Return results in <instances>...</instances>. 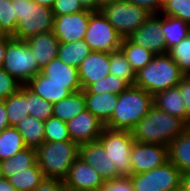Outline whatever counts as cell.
<instances>
[{
	"label": "cell",
	"mask_w": 190,
	"mask_h": 191,
	"mask_svg": "<svg viewBox=\"0 0 190 191\" xmlns=\"http://www.w3.org/2000/svg\"><path fill=\"white\" fill-rule=\"evenodd\" d=\"M189 125L180 117L156 108L150 111L131 130L136 142L168 146Z\"/></svg>",
	"instance_id": "6da1fadb"
},
{
	"label": "cell",
	"mask_w": 190,
	"mask_h": 191,
	"mask_svg": "<svg viewBox=\"0 0 190 191\" xmlns=\"http://www.w3.org/2000/svg\"><path fill=\"white\" fill-rule=\"evenodd\" d=\"M153 95L136 85L118 95L110 121L105 127L131 131L153 107Z\"/></svg>",
	"instance_id": "7a4b0ae2"
},
{
	"label": "cell",
	"mask_w": 190,
	"mask_h": 191,
	"mask_svg": "<svg viewBox=\"0 0 190 191\" xmlns=\"http://www.w3.org/2000/svg\"><path fill=\"white\" fill-rule=\"evenodd\" d=\"M184 76L185 74L168 53L158 54L136 73L134 85L154 96L156 93L177 86Z\"/></svg>",
	"instance_id": "3957f363"
},
{
	"label": "cell",
	"mask_w": 190,
	"mask_h": 191,
	"mask_svg": "<svg viewBox=\"0 0 190 191\" xmlns=\"http://www.w3.org/2000/svg\"><path fill=\"white\" fill-rule=\"evenodd\" d=\"M37 164L45 179L64 181L79 157V145L72 141L43 142L37 149Z\"/></svg>",
	"instance_id": "277c9868"
},
{
	"label": "cell",
	"mask_w": 190,
	"mask_h": 191,
	"mask_svg": "<svg viewBox=\"0 0 190 191\" xmlns=\"http://www.w3.org/2000/svg\"><path fill=\"white\" fill-rule=\"evenodd\" d=\"M17 26L13 38L27 40L29 37L53 31L54 13L51 8L32 0H12Z\"/></svg>",
	"instance_id": "5b68a950"
},
{
	"label": "cell",
	"mask_w": 190,
	"mask_h": 191,
	"mask_svg": "<svg viewBox=\"0 0 190 191\" xmlns=\"http://www.w3.org/2000/svg\"><path fill=\"white\" fill-rule=\"evenodd\" d=\"M2 68L21 85H26L41 72L34 54L25 40L7 35V49Z\"/></svg>",
	"instance_id": "8992f818"
},
{
	"label": "cell",
	"mask_w": 190,
	"mask_h": 191,
	"mask_svg": "<svg viewBox=\"0 0 190 191\" xmlns=\"http://www.w3.org/2000/svg\"><path fill=\"white\" fill-rule=\"evenodd\" d=\"M100 11L122 38L129 37L152 15L147 9L127 0H113Z\"/></svg>",
	"instance_id": "52a82bcc"
},
{
	"label": "cell",
	"mask_w": 190,
	"mask_h": 191,
	"mask_svg": "<svg viewBox=\"0 0 190 191\" xmlns=\"http://www.w3.org/2000/svg\"><path fill=\"white\" fill-rule=\"evenodd\" d=\"M98 140L102 143L107 155L116 166L118 177H130L131 152L135 142L129 130L104 127Z\"/></svg>",
	"instance_id": "ba28073f"
},
{
	"label": "cell",
	"mask_w": 190,
	"mask_h": 191,
	"mask_svg": "<svg viewBox=\"0 0 190 191\" xmlns=\"http://www.w3.org/2000/svg\"><path fill=\"white\" fill-rule=\"evenodd\" d=\"M134 191H168L182 188L183 173L170 161L152 170L130 175Z\"/></svg>",
	"instance_id": "9c48e42d"
},
{
	"label": "cell",
	"mask_w": 190,
	"mask_h": 191,
	"mask_svg": "<svg viewBox=\"0 0 190 191\" xmlns=\"http://www.w3.org/2000/svg\"><path fill=\"white\" fill-rule=\"evenodd\" d=\"M122 36L101 11H90L84 42L92 51L111 53L120 49Z\"/></svg>",
	"instance_id": "30bf717a"
},
{
	"label": "cell",
	"mask_w": 190,
	"mask_h": 191,
	"mask_svg": "<svg viewBox=\"0 0 190 191\" xmlns=\"http://www.w3.org/2000/svg\"><path fill=\"white\" fill-rule=\"evenodd\" d=\"M130 160L131 175L152 170L169 161L168 146L135 141Z\"/></svg>",
	"instance_id": "8fae6325"
},
{
	"label": "cell",
	"mask_w": 190,
	"mask_h": 191,
	"mask_svg": "<svg viewBox=\"0 0 190 191\" xmlns=\"http://www.w3.org/2000/svg\"><path fill=\"white\" fill-rule=\"evenodd\" d=\"M132 43L150 50L155 55L166 54L162 32V14H152L135 32L127 37Z\"/></svg>",
	"instance_id": "7c38bea8"
},
{
	"label": "cell",
	"mask_w": 190,
	"mask_h": 191,
	"mask_svg": "<svg viewBox=\"0 0 190 191\" xmlns=\"http://www.w3.org/2000/svg\"><path fill=\"white\" fill-rule=\"evenodd\" d=\"M90 18V10L55 16L53 32L60 42L72 43L84 40Z\"/></svg>",
	"instance_id": "4fadbf2b"
},
{
	"label": "cell",
	"mask_w": 190,
	"mask_h": 191,
	"mask_svg": "<svg viewBox=\"0 0 190 191\" xmlns=\"http://www.w3.org/2000/svg\"><path fill=\"white\" fill-rule=\"evenodd\" d=\"M79 157L92 167L104 182L118 178L116 166L99 140L79 145Z\"/></svg>",
	"instance_id": "5bb4252c"
},
{
	"label": "cell",
	"mask_w": 190,
	"mask_h": 191,
	"mask_svg": "<svg viewBox=\"0 0 190 191\" xmlns=\"http://www.w3.org/2000/svg\"><path fill=\"white\" fill-rule=\"evenodd\" d=\"M66 125L71 141L78 145L98 140L105 127L87 109L66 122Z\"/></svg>",
	"instance_id": "9a60e30c"
},
{
	"label": "cell",
	"mask_w": 190,
	"mask_h": 191,
	"mask_svg": "<svg viewBox=\"0 0 190 191\" xmlns=\"http://www.w3.org/2000/svg\"><path fill=\"white\" fill-rule=\"evenodd\" d=\"M67 191L99 190L104 185L101 176L82 158L78 157L64 180Z\"/></svg>",
	"instance_id": "2e32d148"
},
{
	"label": "cell",
	"mask_w": 190,
	"mask_h": 191,
	"mask_svg": "<svg viewBox=\"0 0 190 191\" xmlns=\"http://www.w3.org/2000/svg\"><path fill=\"white\" fill-rule=\"evenodd\" d=\"M110 53L92 51L79 65L78 74L82 90L110 74Z\"/></svg>",
	"instance_id": "e0dca14e"
},
{
	"label": "cell",
	"mask_w": 190,
	"mask_h": 191,
	"mask_svg": "<svg viewBox=\"0 0 190 191\" xmlns=\"http://www.w3.org/2000/svg\"><path fill=\"white\" fill-rule=\"evenodd\" d=\"M26 86L38 96L54 104L67 98L72 93L82 91L81 84L52 83L41 73L33 77Z\"/></svg>",
	"instance_id": "ac0fdd59"
},
{
	"label": "cell",
	"mask_w": 190,
	"mask_h": 191,
	"mask_svg": "<svg viewBox=\"0 0 190 191\" xmlns=\"http://www.w3.org/2000/svg\"><path fill=\"white\" fill-rule=\"evenodd\" d=\"M35 56L38 66L42 69L57 57L60 41L53 31L40 33L25 40Z\"/></svg>",
	"instance_id": "d6986e66"
},
{
	"label": "cell",
	"mask_w": 190,
	"mask_h": 191,
	"mask_svg": "<svg viewBox=\"0 0 190 191\" xmlns=\"http://www.w3.org/2000/svg\"><path fill=\"white\" fill-rule=\"evenodd\" d=\"M86 109L99 121L106 125L113 114L118 101V95L106 92L102 94L84 93Z\"/></svg>",
	"instance_id": "ffe728a7"
},
{
	"label": "cell",
	"mask_w": 190,
	"mask_h": 191,
	"mask_svg": "<svg viewBox=\"0 0 190 191\" xmlns=\"http://www.w3.org/2000/svg\"><path fill=\"white\" fill-rule=\"evenodd\" d=\"M168 155L183 174L190 173V126L169 143Z\"/></svg>",
	"instance_id": "44dd1931"
},
{
	"label": "cell",
	"mask_w": 190,
	"mask_h": 191,
	"mask_svg": "<svg viewBox=\"0 0 190 191\" xmlns=\"http://www.w3.org/2000/svg\"><path fill=\"white\" fill-rule=\"evenodd\" d=\"M154 106L166 113L178 116L186 122V111L178 86L171 87L153 96Z\"/></svg>",
	"instance_id": "7402d4cb"
},
{
	"label": "cell",
	"mask_w": 190,
	"mask_h": 191,
	"mask_svg": "<svg viewBox=\"0 0 190 191\" xmlns=\"http://www.w3.org/2000/svg\"><path fill=\"white\" fill-rule=\"evenodd\" d=\"M42 75L57 84H80L78 68L64 64L58 57L41 69Z\"/></svg>",
	"instance_id": "603a6c76"
},
{
	"label": "cell",
	"mask_w": 190,
	"mask_h": 191,
	"mask_svg": "<svg viewBox=\"0 0 190 191\" xmlns=\"http://www.w3.org/2000/svg\"><path fill=\"white\" fill-rule=\"evenodd\" d=\"M3 176L14 186L17 191H34L45 179L43 171L38 164L20 172H2Z\"/></svg>",
	"instance_id": "cb8c5ba5"
},
{
	"label": "cell",
	"mask_w": 190,
	"mask_h": 191,
	"mask_svg": "<svg viewBox=\"0 0 190 191\" xmlns=\"http://www.w3.org/2000/svg\"><path fill=\"white\" fill-rule=\"evenodd\" d=\"M10 126H15L29 115L28 87L21 85L20 89L4 100Z\"/></svg>",
	"instance_id": "d4e9b609"
},
{
	"label": "cell",
	"mask_w": 190,
	"mask_h": 191,
	"mask_svg": "<svg viewBox=\"0 0 190 191\" xmlns=\"http://www.w3.org/2000/svg\"><path fill=\"white\" fill-rule=\"evenodd\" d=\"M44 124L45 121L28 115L14 127L21 134L26 147L37 149L44 142Z\"/></svg>",
	"instance_id": "484cf974"
},
{
	"label": "cell",
	"mask_w": 190,
	"mask_h": 191,
	"mask_svg": "<svg viewBox=\"0 0 190 191\" xmlns=\"http://www.w3.org/2000/svg\"><path fill=\"white\" fill-rule=\"evenodd\" d=\"M86 109L83 91L72 93L67 98L53 104V117L68 122Z\"/></svg>",
	"instance_id": "4316f807"
},
{
	"label": "cell",
	"mask_w": 190,
	"mask_h": 191,
	"mask_svg": "<svg viewBox=\"0 0 190 191\" xmlns=\"http://www.w3.org/2000/svg\"><path fill=\"white\" fill-rule=\"evenodd\" d=\"M162 32L166 42V49L169 51L189 34V24L182 19L162 15Z\"/></svg>",
	"instance_id": "83f0119b"
},
{
	"label": "cell",
	"mask_w": 190,
	"mask_h": 191,
	"mask_svg": "<svg viewBox=\"0 0 190 191\" xmlns=\"http://www.w3.org/2000/svg\"><path fill=\"white\" fill-rule=\"evenodd\" d=\"M92 52L84 40L72 43L60 42L57 57L64 63L76 68Z\"/></svg>",
	"instance_id": "f1b7e54d"
},
{
	"label": "cell",
	"mask_w": 190,
	"mask_h": 191,
	"mask_svg": "<svg viewBox=\"0 0 190 191\" xmlns=\"http://www.w3.org/2000/svg\"><path fill=\"white\" fill-rule=\"evenodd\" d=\"M120 50L136 73L144 68L155 55L150 50L132 43L128 38H123Z\"/></svg>",
	"instance_id": "f546056e"
},
{
	"label": "cell",
	"mask_w": 190,
	"mask_h": 191,
	"mask_svg": "<svg viewBox=\"0 0 190 191\" xmlns=\"http://www.w3.org/2000/svg\"><path fill=\"white\" fill-rule=\"evenodd\" d=\"M26 147L21 134L14 126L0 132V162L11 158Z\"/></svg>",
	"instance_id": "4dcf8cb0"
},
{
	"label": "cell",
	"mask_w": 190,
	"mask_h": 191,
	"mask_svg": "<svg viewBox=\"0 0 190 191\" xmlns=\"http://www.w3.org/2000/svg\"><path fill=\"white\" fill-rule=\"evenodd\" d=\"M110 74L125 81L129 86H133L136 80V72L119 49L110 53Z\"/></svg>",
	"instance_id": "1f68e13d"
},
{
	"label": "cell",
	"mask_w": 190,
	"mask_h": 191,
	"mask_svg": "<svg viewBox=\"0 0 190 191\" xmlns=\"http://www.w3.org/2000/svg\"><path fill=\"white\" fill-rule=\"evenodd\" d=\"M2 172H20L37 164V153L34 148H25L9 159L0 162Z\"/></svg>",
	"instance_id": "d6a6232c"
},
{
	"label": "cell",
	"mask_w": 190,
	"mask_h": 191,
	"mask_svg": "<svg viewBox=\"0 0 190 191\" xmlns=\"http://www.w3.org/2000/svg\"><path fill=\"white\" fill-rule=\"evenodd\" d=\"M129 85L119 79L117 76L109 74L101 80L90 84L86 89L82 90L83 93H97L102 94L110 92L116 95L122 93Z\"/></svg>",
	"instance_id": "836d02e7"
},
{
	"label": "cell",
	"mask_w": 190,
	"mask_h": 191,
	"mask_svg": "<svg viewBox=\"0 0 190 191\" xmlns=\"http://www.w3.org/2000/svg\"><path fill=\"white\" fill-rule=\"evenodd\" d=\"M28 111L30 116L41 121H47L53 117V104L28 88Z\"/></svg>",
	"instance_id": "e575fe53"
},
{
	"label": "cell",
	"mask_w": 190,
	"mask_h": 191,
	"mask_svg": "<svg viewBox=\"0 0 190 191\" xmlns=\"http://www.w3.org/2000/svg\"><path fill=\"white\" fill-rule=\"evenodd\" d=\"M44 142L71 141L65 121L50 117L44 124Z\"/></svg>",
	"instance_id": "d590c367"
},
{
	"label": "cell",
	"mask_w": 190,
	"mask_h": 191,
	"mask_svg": "<svg viewBox=\"0 0 190 191\" xmlns=\"http://www.w3.org/2000/svg\"><path fill=\"white\" fill-rule=\"evenodd\" d=\"M17 26V15H15L12 0H0V35L15 33Z\"/></svg>",
	"instance_id": "8d00e7d4"
},
{
	"label": "cell",
	"mask_w": 190,
	"mask_h": 191,
	"mask_svg": "<svg viewBox=\"0 0 190 191\" xmlns=\"http://www.w3.org/2000/svg\"><path fill=\"white\" fill-rule=\"evenodd\" d=\"M168 54L185 74L190 75V36L173 46Z\"/></svg>",
	"instance_id": "74e56055"
},
{
	"label": "cell",
	"mask_w": 190,
	"mask_h": 191,
	"mask_svg": "<svg viewBox=\"0 0 190 191\" xmlns=\"http://www.w3.org/2000/svg\"><path fill=\"white\" fill-rule=\"evenodd\" d=\"M161 14L182 19L190 25V0H164Z\"/></svg>",
	"instance_id": "f35d334b"
},
{
	"label": "cell",
	"mask_w": 190,
	"mask_h": 191,
	"mask_svg": "<svg viewBox=\"0 0 190 191\" xmlns=\"http://www.w3.org/2000/svg\"><path fill=\"white\" fill-rule=\"evenodd\" d=\"M21 84L3 68H0V100L7 99L10 95L16 93Z\"/></svg>",
	"instance_id": "ab89813d"
},
{
	"label": "cell",
	"mask_w": 190,
	"mask_h": 191,
	"mask_svg": "<svg viewBox=\"0 0 190 191\" xmlns=\"http://www.w3.org/2000/svg\"><path fill=\"white\" fill-rule=\"evenodd\" d=\"M51 9L54 16L73 14L86 10L79 0H55Z\"/></svg>",
	"instance_id": "60d3db41"
},
{
	"label": "cell",
	"mask_w": 190,
	"mask_h": 191,
	"mask_svg": "<svg viewBox=\"0 0 190 191\" xmlns=\"http://www.w3.org/2000/svg\"><path fill=\"white\" fill-rule=\"evenodd\" d=\"M102 191H134L130 177H118L111 181L104 182Z\"/></svg>",
	"instance_id": "b9f144b4"
},
{
	"label": "cell",
	"mask_w": 190,
	"mask_h": 191,
	"mask_svg": "<svg viewBox=\"0 0 190 191\" xmlns=\"http://www.w3.org/2000/svg\"><path fill=\"white\" fill-rule=\"evenodd\" d=\"M183 98L186 111V123L190 126V75H185L177 85Z\"/></svg>",
	"instance_id": "7bdbcfd3"
},
{
	"label": "cell",
	"mask_w": 190,
	"mask_h": 191,
	"mask_svg": "<svg viewBox=\"0 0 190 191\" xmlns=\"http://www.w3.org/2000/svg\"><path fill=\"white\" fill-rule=\"evenodd\" d=\"M132 4L147 9L152 14H160L163 8V0H127Z\"/></svg>",
	"instance_id": "ee69618b"
},
{
	"label": "cell",
	"mask_w": 190,
	"mask_h": 191,
	"mask_svg": "<svg viewBox=\"0 0 190 191\" xmlns=\"http://www.w3.org/2000/svg\"><path fill=\"white\" fill-rule=\"evenodd\" d=\"M34 191H67L64 181L57 179H44Z\"/></svg>",
	"instance_id": "f6af8a7d"
},
{
	"label": "cell",
	"mask_w": 190,
	"mask_h": 191,
	"mask_svg": "<svg viewBox=\"0 0 190 191\" xmlns=\"http://www.w3.org/2000/svg\"><path fill=\"white\" fill-rule=\"evenodd\" d=\"M10 127L4 100H0V132Z\"/></svg>",
	"instance_id": "bcb514c9"
},
{
	"label": "cell",
	"mask_w": 190,
	"mask_h": 191,
	"mask_svg": "<svg viewBox=\"0 0 190 191\" xmlns=\"http://www.w3.org/2000/svg\"><path fill=\"white\" fill-rule=\"evenodd\" d=\"M7 49V35H0V68H2Z\"/></svg>",
	"instance_id": "7dc6e473"
},
{
	"label": "cell",
	"mask_w": 190,
	"mask_h": 191,
	"mask_svg": "<svg viewBox=\"0 0 190 191\" xmlns=\"http://www.w3.org/2000/svg\"><path fill=\"white\" fill-rule=\"evenodd\" d=\"M0 191H17V190L8 181L7 178L3 177V178L0 179Z\"/></svg>",
	"instance_id": "c3c4849f"
},
{
	"label": "cell",
	"mask_w": 190,
	"mask_h": 191,
	"mask_svg": "<svg viewBox=\"0 0 190 191\" xmlns=\"http://www.w3.org/2000/svg\"><path fill=\"white\" fill-rule=\"evenodd\" d=\"M82 6L90 11H100V9L95 5L94 0H79Z\"/></svg>",
	"instance_id": "681fc988"
},
{
	"label": "cell",
	"mask_w": 190,
	"mask_h": 191,
	"mask_svg": "<svg viewBox=\"0 0 190 191\" xmlns=\"http://www.w3.org/2000/svg\"><path fill=\"white\" fill-rule=\"evenodd\" d=\"M182 189L183 191H190V173L183 174Z\"/></svg>",
	"instance_id": "f907efd6"
},
{
	"label": "cell",
	"mask_w": 190,
	"mask_h": 191,
	"mask_svg": "<svg viewBox=\"0 0 190 191\" xmlns=\"http://www.w3.org/2000/svg\"><path fill=\"white\" fill-rule=\"evenodd\" d=\"M32 1H35L36 3H38L42 6L52 8L55 0H32Z\"/></svg>",
	"instance_id": "816d5d0a"
},
{
	"label": "cell",
	"mask_w": 190,
	"mask_h": 191,
	"mask_svg": "<svg viewBox=\"0 0 190 191\" xmlns=\"http://www.w3.org/2000/svg\"><path fill=\"white\" fill-rule=\"evenodd\" d=\"M113 0H94L95 5L101 9L104 5L111 3Z\"/></svg>",
	"instance_id": "f5cc1de1"
},
{
	"label": "cell",
	"mask_w": 190,
	"mask_h": 191,
	"mask_svg": "<svg viewBox=\"0 0 190 191\" xmlns=\"http://www.w3.org/2000/svg\"><path fill=\"white\" fill-rule=\"evenodd\" d=\"M3 173H2V167H1V163H0V179L3 178Z\"/></svg>",
	"instance_id": "db71d44e"
},
{
	"label": "cell",
	"mask_w": 190,
	"mask_h": 191,
	"mask_svg": "<svg viewBox=\"0 0 190 191\" xmlns=\"http://www.w3.org/2000/svg\"><path fill=\"white\" fill-rule=\"evenodd\" d=\"M168 191H183V189H182V188H179V189L168 190Z\"/></svg>",
	"instance_id": "11a10c76"
}]
</instances>
